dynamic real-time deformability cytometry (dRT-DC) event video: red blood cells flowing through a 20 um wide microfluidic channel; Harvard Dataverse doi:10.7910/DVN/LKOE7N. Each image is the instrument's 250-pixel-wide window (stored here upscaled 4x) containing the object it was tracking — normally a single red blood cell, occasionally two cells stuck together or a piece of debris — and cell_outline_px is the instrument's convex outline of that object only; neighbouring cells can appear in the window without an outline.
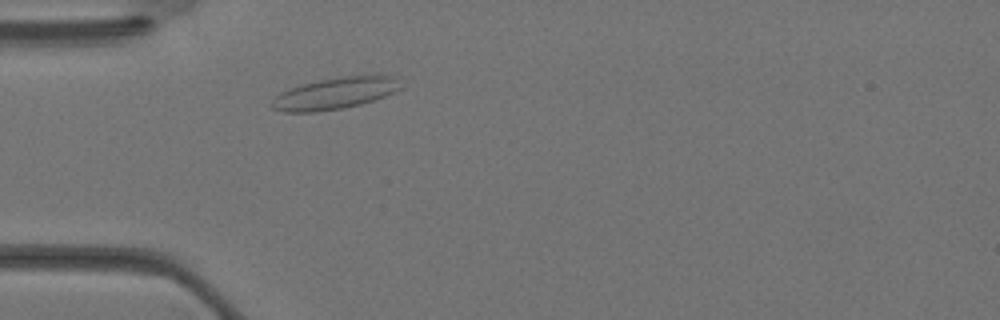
{"species": "Egyptian fruit bat (a non-hibernating species)", "species_latin": "Rousettus aegyptiacus", "temperature_condition": "warm", "stored_images_in_passage": 30, "camera_frame_rate_fps": 3000, "um_per_image_px": 0.085, "animal": {"sex": "female"}, "frame": {"image": 1, "passage_image": 5, "time_ms": 1.333, "image_size_px": [1000, 320], "cell_outline_px": [[404, 88], [384, 96], [360, 104], [344, 108], [316, 112], [284, 112], [272, 108], [272, 100], [280, 92], [288, 88], [300, 84], [340, 76], [400, 76]], "centroid_in_image_um": [28.5, 7.93], "position_along_channel_um": 56.5, "area_um2": 23.93}}
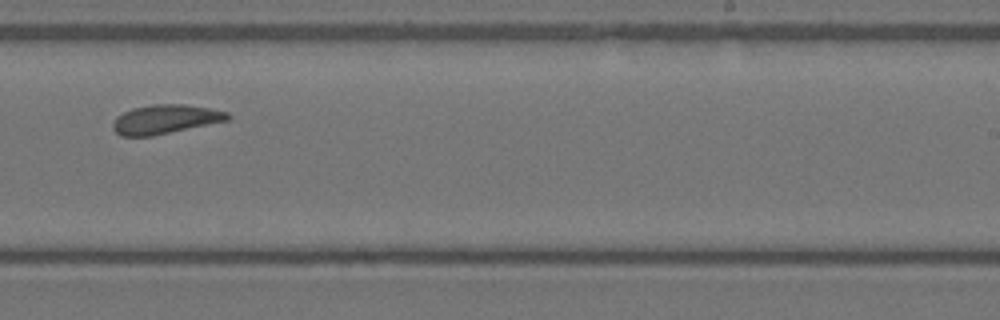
{"frame": {"image": 2, "passage_image": 17, "time_ms": 5.333, "image_size_px": [1000, 320], "cell_outline_px": [[232, 116], [228, 120], [152, 136], [120, 136], [112, 128], [112, 124], [116, 116], [132, 108], [152, 104], [184, 104], [208, 108], [228, 112]], "centroid_in_image_um": [14.02, 10.13], "position_along_channel_um": 275.0, "area_um2": 19.42}}
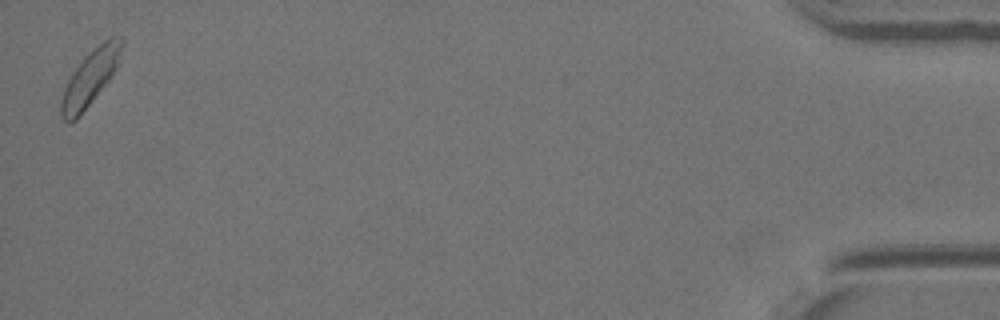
{"frame": {"image": 3, "passage_image": 30, "time_ms": 9.667, "image_size_px": [1000, 320], "cell_outline_px": [[124, 44], [116, 68], [112, 76], [76, 120], [64, 120], [60, 116], [60, 100], [64, 88], [72, 72], [108, 36], [124, 36]], "centroid_in_image_um": [7.69, 6.6], "position_along_channel_um": 427.5, "area_um2": 19.07}}